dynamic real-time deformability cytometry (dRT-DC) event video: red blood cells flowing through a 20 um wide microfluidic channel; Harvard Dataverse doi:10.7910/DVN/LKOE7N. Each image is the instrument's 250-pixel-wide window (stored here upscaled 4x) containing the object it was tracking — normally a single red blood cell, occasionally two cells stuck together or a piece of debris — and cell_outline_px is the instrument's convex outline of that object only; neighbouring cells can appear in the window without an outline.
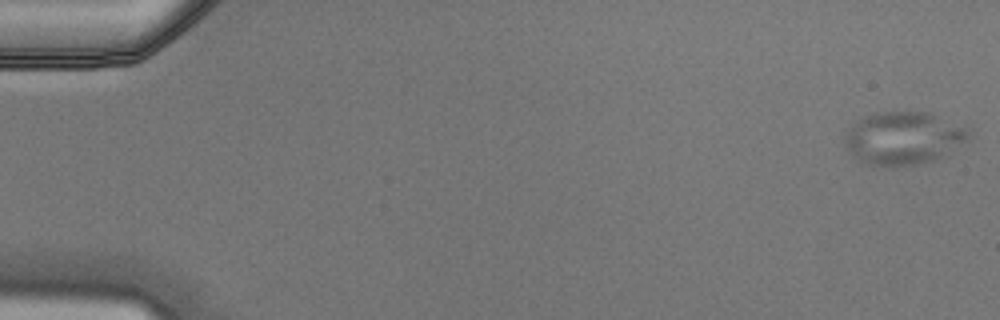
{"species": "Egyptian fruit bat (a non-hibernating species)", "species_latin": "Rousettus aegyptiacus", "temperature_condition": "cold", "stored_images_in_passage": 10, "camera_frame_rate_fps": 3000, "um_per_image_px": 0.085, "animal": {"sex": "male"}, "frame": {"image": 1, "passage_image": 1, "time_ms": 0.0, "image_size_px": [1000, 320], "cell_outline_px": [[972, 136], [968, 140], [948, 156], [936, 160], [916, 164], [892, 168], [868, 164], [860, 160], [848, 148], [844, 140], [844, 136], [852, 124], [868, 116], [880, 112], [928, 112], [972, 124]], "centroid_in_image_um": [76.98, 11.74], "position_along_channel_um": 8.0, "area_um2": 39.3}}